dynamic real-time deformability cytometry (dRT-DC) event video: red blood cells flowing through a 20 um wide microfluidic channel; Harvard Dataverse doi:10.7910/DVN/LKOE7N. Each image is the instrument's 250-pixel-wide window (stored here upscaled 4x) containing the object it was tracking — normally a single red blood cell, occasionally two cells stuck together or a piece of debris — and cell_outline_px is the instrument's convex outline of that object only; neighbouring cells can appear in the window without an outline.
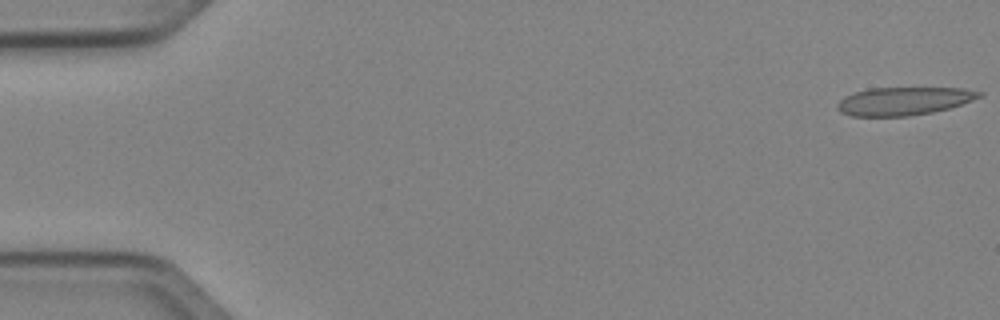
{"species": "Egyptian fruit bat (a non-hibernating species)", "species_latin": "Rousettus aegyptiacus", "temperature_condition": "cold", "stored_images_in_passage": 50, "camera_frame_rate_fps": 3000, "um_per_image_px": 0.085, "animal": {"sex": "female"}, "frame": {"image": 1, "passage_image": 1, "time_ms": 0.0, "image_size_px": [1000, 320], "cell_outline_px": [[984, 96], [948, 108], [932, 112], [908, 116], [852, 116], [840, 112], [836, 108], [836, 104], [844, 96], [868, 88], [964, 88], [984, 92]], "centroid_in_image_um": [76.82, 8.59], "position_along_channel_um": 8.2, "area_um2": 23.24}}
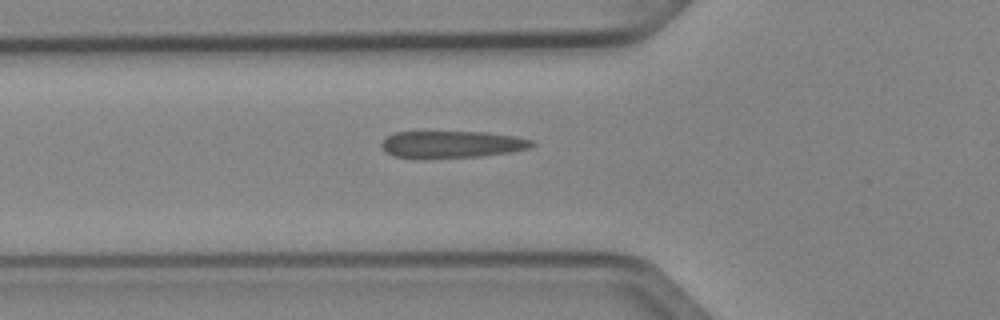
{"frame": {"image": 2, "passage_image": 18, "time_ms": 5.667, "image_size_px": [1000, 320], "cell_outline_px": [[536, 144], [528, 148], [512, 152], [480, 156], [396, 156], [388, 152], [380, 144], [388, 136], [396, 132], [488, 132], [512, 136], [532, 140]], "centroid_in_image_um": [38.49, 12.23], "position_along_channel_um": 87.3, "area_um2": 22.66}}
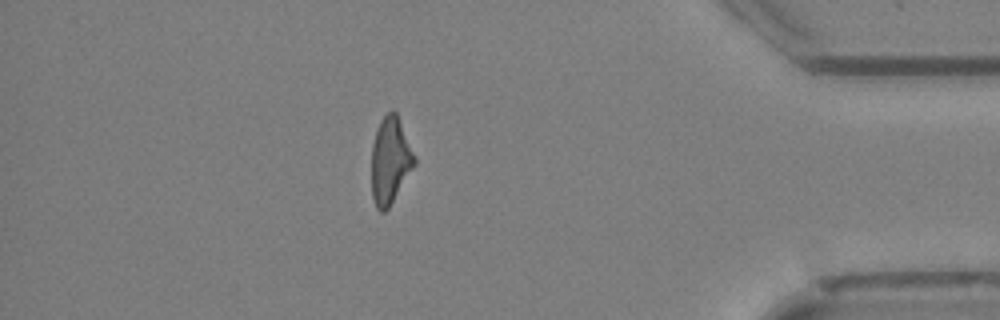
{"frame": {"image": 3, "passage_image": 44, "time_ms": 14.333, "image_size_px": [1000, 320], "cell_outline_px": [[416, 164], [388, 208], [384, 212], [380, 212], [376, 208], [372, 196], [372, 144], [380, 120], [392, 108], [396, 112], [416, 156]], "centroid_in_image_um": [33.18, 13.63], "position_along_channel_um": 402.0, "area_um2": 21.68}, "authors_computed_cell_mechanics": {"area_um2": 23.7269, "velocity_mm_per_s": 4.0588, "shape_relaxation_time_tau1_ms": null, "shape_relaxation_time_tau2_ms": 1.6162, "deformation_change_tau1": null, "deformation_change_tau2": 0.1125}}